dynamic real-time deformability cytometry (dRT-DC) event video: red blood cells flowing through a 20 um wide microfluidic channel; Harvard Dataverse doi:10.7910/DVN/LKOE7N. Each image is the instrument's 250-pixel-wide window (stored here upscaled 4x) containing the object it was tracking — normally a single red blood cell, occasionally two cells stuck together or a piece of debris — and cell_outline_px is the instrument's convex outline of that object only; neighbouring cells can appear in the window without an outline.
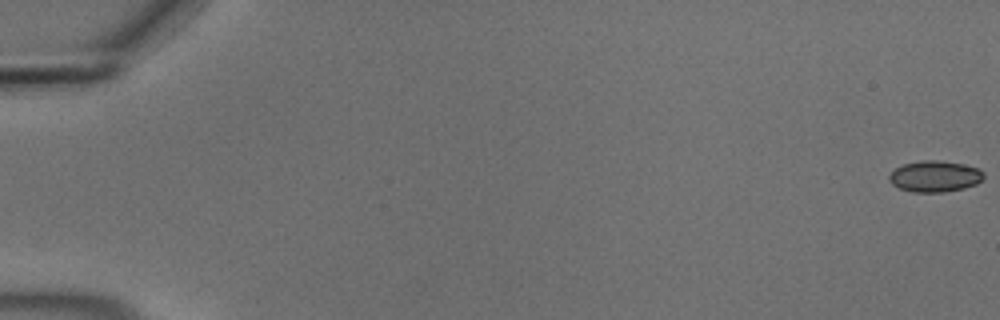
{"species": "common noctule bat (a hibernating species)", "species_latin": "Nyctalus noctula", "temperature_condition": "cold", "stored_images_in_passage": 57, "camera_frame_rate_fps": 3000, "um_per_image_px": 0.085, "animal": {"sex": "male", "body_mass_g": 18.8}, "frame": {"image": 1, "passage_image": 1, "time_ms": 0.0, "image_size_px": [1000, 320], "cell_outline_px": [[984, 176], [976, 184], [964, 188], [944, 192], [912, 192], [900, 188], [892, 184], [888, 180], [888, 176], [896, 168], [904, 164], [920, 160], [936, 160], [964, 164], [980, 168], [984, 172]], "centroid_in_image_um": [79.47, 14.98], "position_along_channel_um": 5.5, "area_um2": 17.22}}
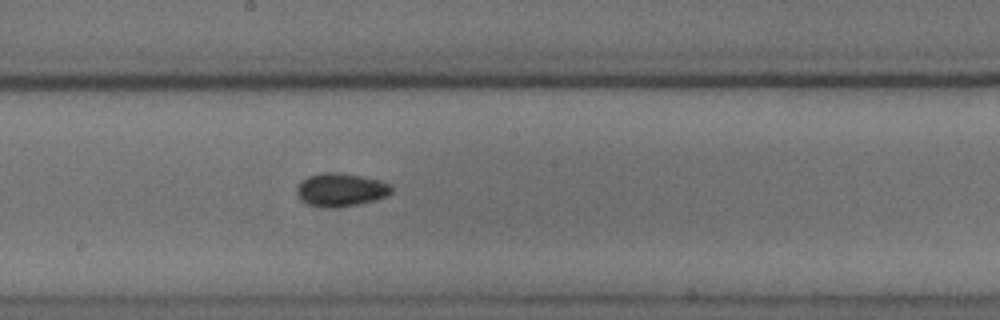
{"frame": {"image": 2, "passage_image": 32, "time_ms": 10.333, "image_size_px": [1000, 320], "cell_outline_px": [[392, 192], [388, 196], [376, 200], [336, 208], [320, 208], [308, 204], [300, 200], [296, 196], [296, 188], [300, 180], [308, 176], [320, 172], [340, 172], [360, 176], [376, 180], [388, 184], [392, 188]], "centroid_in_image_um": [28.89, 16.14], "position_along_channel_um": 219.3, "area_um2": 18.61}}
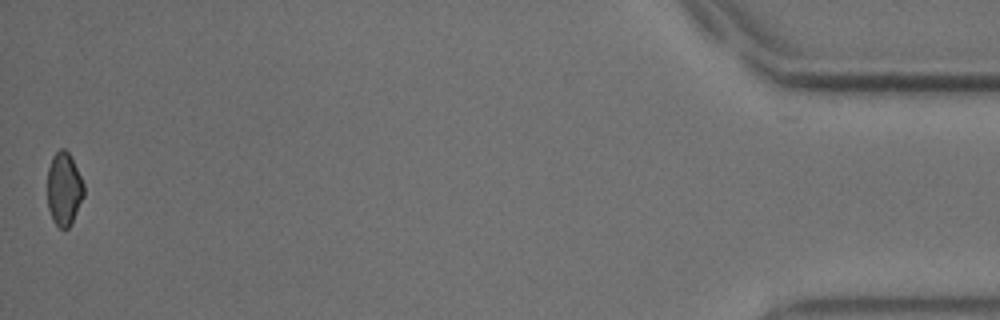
{"frame": {"image": 3, "passage_image": 56, "time_ms": 18.333, "image_size_px": [1000, 320], "cell_outline_px": [[84, 196], [72, 224], [68, 228], [60, 228], [52, 220], [48, 208], [48, 168], [52, 156], [60, 148], [64, 148], [68, 152], [84, 184]], "centroid_in_image_um": [5.44, 16.08], "position_along_channel_um": 429.8, "area_um2": 15.55}, "authors_computed_cell_mechanics": {"area_um2": 17.1088, "velocity_mm_per_s": 3.7021, "shape_relaxation_time_tau1_ms": 2.9898, "shape_relaxation_time_tau2_ms": 5.7902, "deformation_change_tau1": 0.0506, "deformation_change_tau2": 0.0859}}